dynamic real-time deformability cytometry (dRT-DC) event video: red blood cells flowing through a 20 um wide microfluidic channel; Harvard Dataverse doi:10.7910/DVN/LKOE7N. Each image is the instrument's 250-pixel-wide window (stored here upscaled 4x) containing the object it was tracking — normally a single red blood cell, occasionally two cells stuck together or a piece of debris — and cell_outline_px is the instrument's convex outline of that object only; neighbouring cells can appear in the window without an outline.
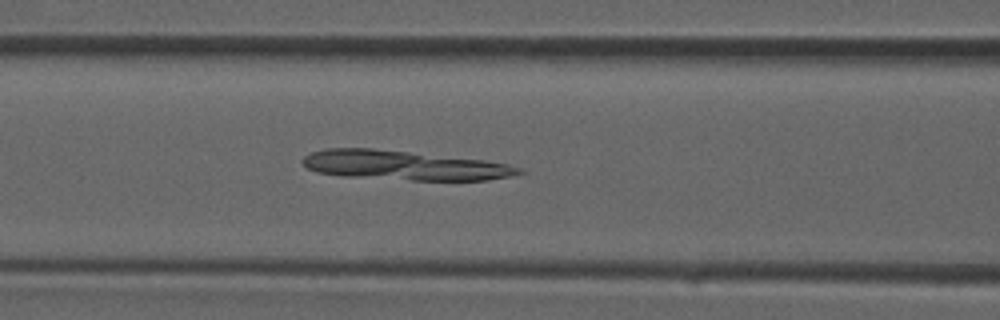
{"species": "common noctule bat (a hibernating species)", "species_latin": "Nyctalus noctula", "temperature_condition": "room temperature", "stored_images_in_passage": 14, "camera_frame_rate_fps": 3000, "um_per_image_px": 0.085, "animal": {"sex": "male", "forearm_length_mm": 52.5}, "frame": {"image": 1, "passage_image": 5, "time_ms": 1.333, "image_size_px": [1000, 320], "cell_outline_px": [[524, 172], [512, 176], [488, 180], [412, 180], [344, 176], [316, 172], [308, 168], [300, 160], [304, 156], [312, 152], [328, 148], [372, 148], [484, 160], [508, 164], [520, 168]], "centroid_in_image_um": [34.34, 14.05], "position_along_channel_um": 132.3, "area_um2": 36.88}}
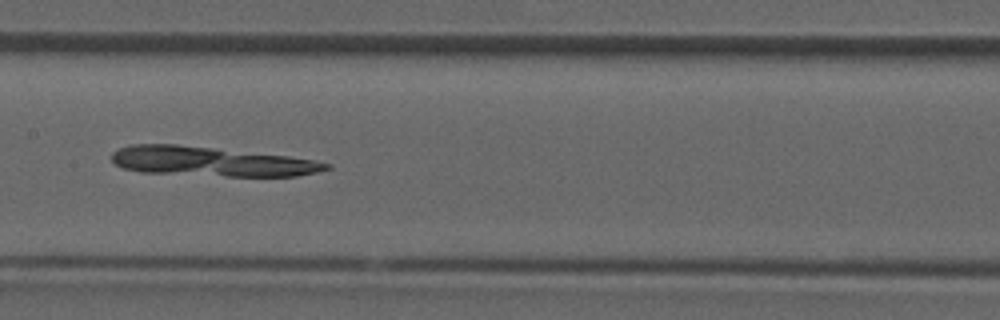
{"frame": {"image": 2, "passage_image": 8, "time_ms": 2.333, "image_size_px": [1000, 320], "cell_outline_px": [[332, 168], [316, 172], [296, 176], [228, 176], [140, 172], [124, 168], [116, 164], [112, 160], [112, 152], [120, 148], [132, 144], [176, 144], [288, 156], [312, 160], [332, 164]], "centroid_in_image_um": [17.94, 13.73], "position_along_channel_um": 189.5, "area_um2": 36.53}}
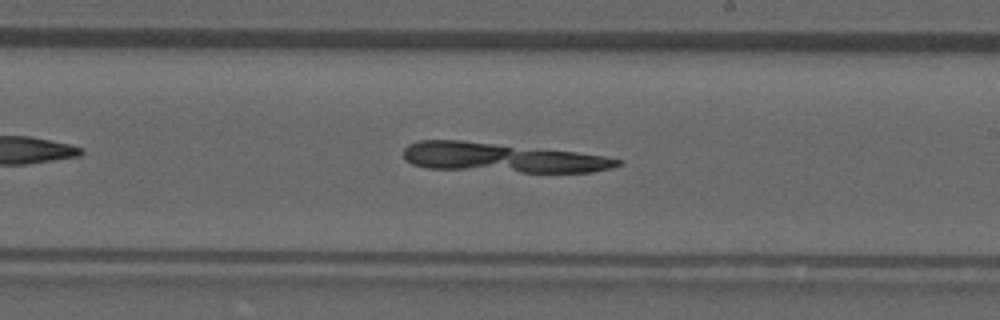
{"frame": {"image": 3, "passage_image": 11, "time_ms": 3.333, "image_size_px": [1000, 320], "cell_outline_px": [[624, 160], [620, 164], [612, 168], [592, 172], [520, 172], [428, 168], [412, 164], [404, 160], [404, 148], [408, 144], [416, 140], [460, 140], [576, 152], [604, 156]], "centroid_in_image_um": [42.63, 13.4], "position_along_channel_um": 246.4, "area_um2": 36.59}}